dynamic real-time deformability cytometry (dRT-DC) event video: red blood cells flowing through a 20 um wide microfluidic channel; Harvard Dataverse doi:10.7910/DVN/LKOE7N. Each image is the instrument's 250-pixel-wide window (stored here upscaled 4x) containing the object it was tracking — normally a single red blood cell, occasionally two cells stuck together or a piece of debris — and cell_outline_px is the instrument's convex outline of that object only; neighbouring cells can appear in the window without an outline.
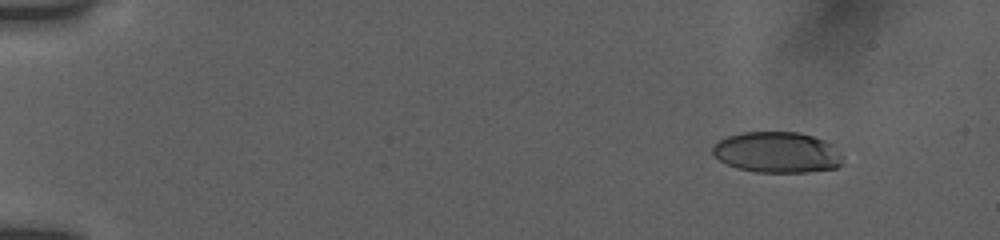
{"species": "human", "species_latin": "Homo sapiens", "temperature_condition": "room temperature", "stored_images_in_passage": 6, "camera_frame_rate_fps": 3000, "um_per_image_px": 0.085, "donor": {"sex": "female"}, "frame": {"image": 1, "passage_image": 2, "time_ms": 1.333, "image_size_px": [1000, 240], "cell_outline_px": [[844, 164], [836, 168], [808, 172], [756, 172], [736, 168], [720, 160], [712, 152], [712, 148], [720, 140], [728, 136], [744, 132], [796, 132], [812, 136], [824, 140], [832, 144], [844, 156]], "centroid_in_image_um": [66.12, 12.96], "position_along_channel_um": 18.9, "area_um2": 31.1}}
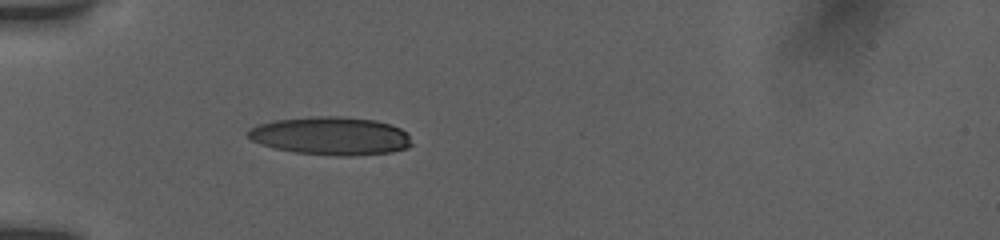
{"frame": {"image": 2, "passage_image": 6, "time_ms": 5.333, "image_size_px": [1000, 240], "cell_outline_px": [[412, 144], [408, 148], [392, 152], [352, 156], [336, 156], [296, 152], [272, 148], [260, 144], [252, 140], [248, 136], [248, 132], [252, 128], [260, 124], [276, 120], [312, 116], [344, 116], [376, 120], [392, 124], [400, 128], [408, 136]], "centroid_in_image_um": [28.15, 11.55], "position_along_channel_um": 56.9, "area_um2": 36.47}}